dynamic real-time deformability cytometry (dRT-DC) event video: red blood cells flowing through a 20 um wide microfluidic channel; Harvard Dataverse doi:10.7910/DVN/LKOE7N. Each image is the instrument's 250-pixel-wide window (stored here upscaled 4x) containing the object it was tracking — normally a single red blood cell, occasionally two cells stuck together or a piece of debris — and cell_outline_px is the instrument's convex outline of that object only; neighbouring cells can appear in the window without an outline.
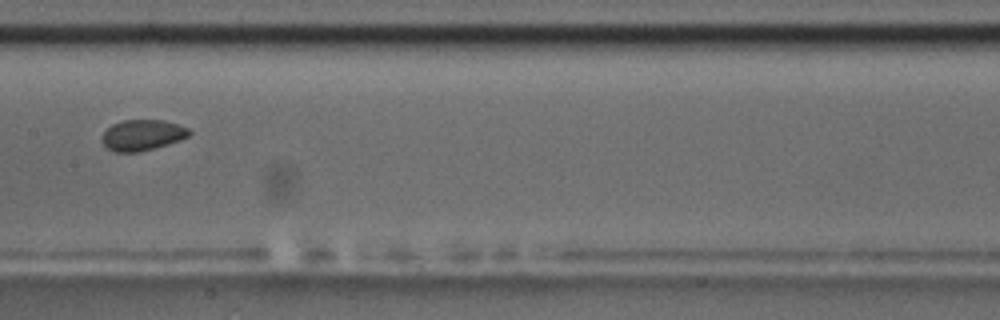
{"species": "common noctule bat (a hibernating species)", "species_latin": "Nyctalus noctula", "temperature_condition": "room temperature", "stored_images_in_passage": 11, "camera_frame_rate_fps": 3000, "um_per_image_px": 0.085, "animal": {"sex": "male", "body_mass_g": 17.5, "forearm_length_mm": 52.3}, "frame": {"image": 1, "passage_image": 8, "time_ms": 9.0, "image_size_px": [1000, 320], "cell_outline_px": [[192, 132], [188, 136], [180, 140], [168, 144], [136, 152], [112, 152], [104, 144], [104, 132], [112, 124], [124, 120], [164, 120], [188, 128]], "centroid_in_image_um": [12.12, 11.47], "position_along_channel_um": 195.3, "area_um2": 15.37}}